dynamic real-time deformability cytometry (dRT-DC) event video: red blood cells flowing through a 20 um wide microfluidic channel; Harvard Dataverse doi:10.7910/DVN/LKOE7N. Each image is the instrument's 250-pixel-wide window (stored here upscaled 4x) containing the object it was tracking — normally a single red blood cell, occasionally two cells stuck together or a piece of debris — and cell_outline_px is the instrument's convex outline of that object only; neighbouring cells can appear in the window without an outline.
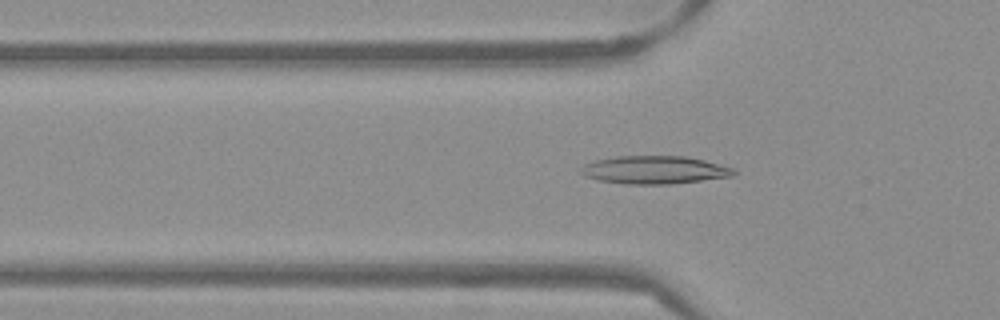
{"species": "Egyptian fruit bat (a non-hibernating species)", "species_latin": "Rousettus aegyptiacus", "temperature_condition": "warm", "stored_images_in_passage": 52, "camera_frame_rate_fps": 3000, "um_per_image_px": 0.085, "frame": {"image": 1, "passage_image": 17, "time_ms": 5.333, "image_size_px": [1000, 320], "cell_outline_px": [[736, 172], [732, 176], [672, 184], [624, 184], [596, 180], [584, 176], [580, 172], [580, 168], [584, 164], [592, 160], [616, 156], [684, 156], [704, 160], [736, 168]], "centroid_in_image_um": [55.59, 14.44], "position_along_channel_um": 70.2, "area_um2": 25.2}}
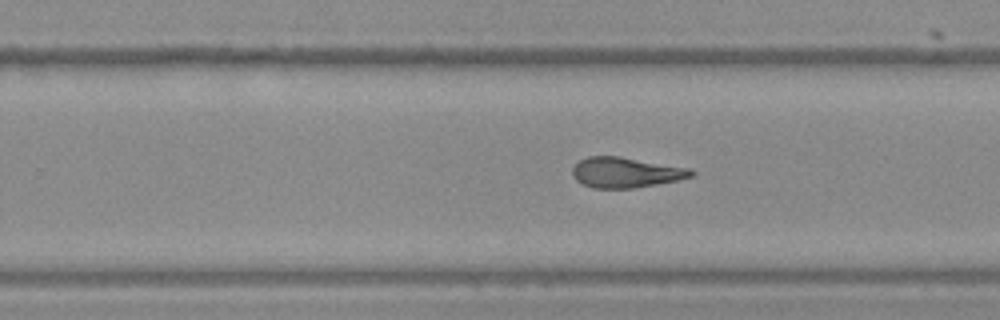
{"frame": {"image": 2, "passage_image": 33, "time_ms": 10.667, "image_size_px": [1000, 320], "cell_outline_px": [[696, 172], [692, 176], [680, 180], [632, 188], [592, 188], [576, 180], [572, 176], [572, 168], [580, 160], [588, 156], [620, 156], [692, 168]], "centroid_in_image_um": [53.22, 14.65], "position_along_channel_um": 276.6, "area_um2": 21.15}}
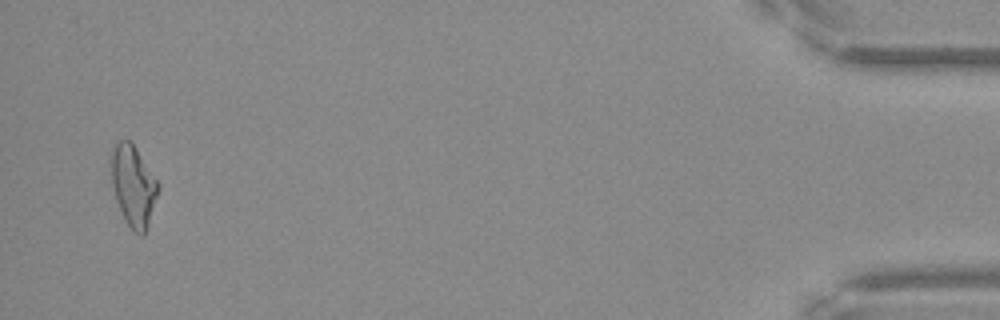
{"frame": {"image": 3, "passage_image": 51, "time_ms": 16.667, "image_size_px": [1000, 320], "cell_outline_px": [[160, 188], [144, 236], [140, 236], [132, 232], [124, 220], [116, 200], [112, 188], [108, 160], [112, 148], [120, 140], [128, 140], [136, 148], [160, 184]], "centroid_in_image_um": [11.3, 15.81], "position_along_channel_um": 423.9, "area_um2": 22.72}, "authors_computed_cell_mechanics": {"area_um2": 21.9929, "velocity_mm_per_s": 3.8569, "shape_relaxation_time_tau1_ms": null, "shape_relaxation_time_tau2_ms": 3.1323, "deformation_change_tau1": null, "deformation_change_tau2": 0.1129}}